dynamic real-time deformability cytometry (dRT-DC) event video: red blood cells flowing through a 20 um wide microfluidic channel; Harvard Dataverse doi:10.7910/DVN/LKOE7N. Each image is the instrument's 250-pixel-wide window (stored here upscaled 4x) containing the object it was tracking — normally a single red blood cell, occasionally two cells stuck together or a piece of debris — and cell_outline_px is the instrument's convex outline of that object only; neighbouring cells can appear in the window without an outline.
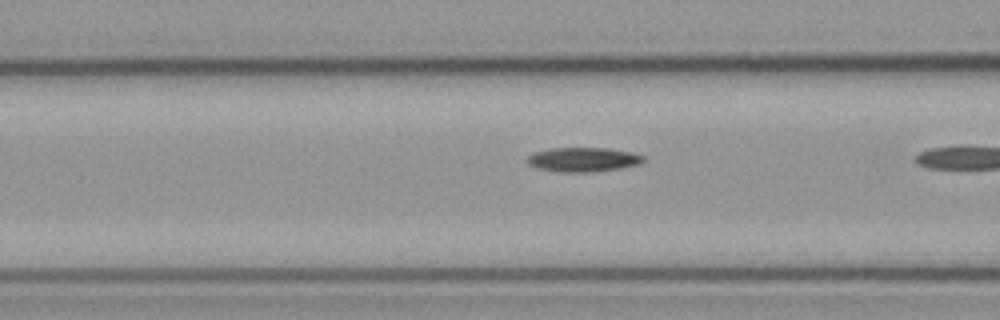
{"species": "common noctule bat (a hibernating species)", "species_latin": "Nyctalus noctula", "temperature_condition": "cold", "stored_images_in_passage": 18, "camera_frame_rate_fps": 3000, "um_per_image_px": 0.085, "animal": {"sex": "male", "body_mass_g": 23.1, "forearm_length_mm": 52.7}, "frame": {"image": 1, "passage_image": 17, "time_ms": 5.333, "image_size_px": [1000, 320], "cell_outline_px": [[644, 160], [640, 164], [620, 168], [588, 172], [560, 172], [540, 168], [528, 164], [524, 160], [532, 152], [552, 148], [608, 148], [632, 152], [644, 156]], "centroid_in_image_um": [49.54, 13.55], "position_along_channel_um": 117.1, "area_um2": 16.47}}